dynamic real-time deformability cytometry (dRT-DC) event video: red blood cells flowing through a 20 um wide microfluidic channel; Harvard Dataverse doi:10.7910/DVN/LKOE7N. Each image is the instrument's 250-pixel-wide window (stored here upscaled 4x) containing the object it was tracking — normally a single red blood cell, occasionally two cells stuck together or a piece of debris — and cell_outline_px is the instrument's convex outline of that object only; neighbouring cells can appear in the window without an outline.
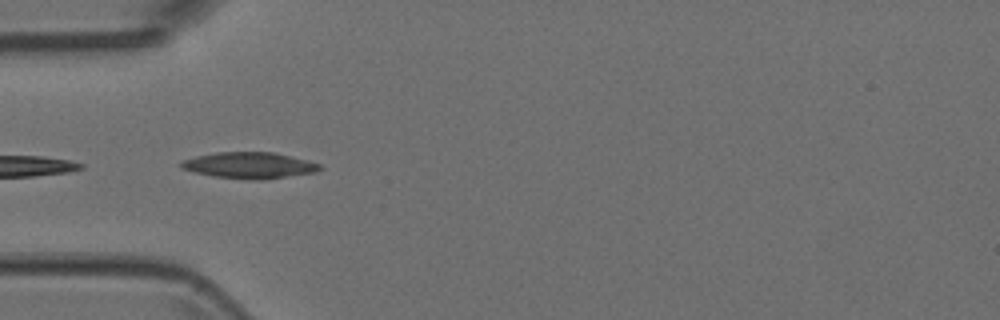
{"species": "Egyptian fruit bat (a non-hibernating species)", "species_latin": "Rousettus aegyptiacus", "temperature_condition": "room temperature", "stored_images_in_passage": 7, "camera_frame_rate_fps": 3000, "um_per_image_px": 0.085, "animal": {"sex": "female"}, "frame": {"image": 1, "passage_image": 5, "time_ms": 1.333, "image_size_px": [1000, 320], "cell_outline_px": [[324, 168], [316, 172], [260, 180], [252, 180], [212, 176], [180, 168], [180, 164], [184, 160], [196, 156], [216, 152], [272, 152], [308, 160], [320, 164]], "centroid_in_image_um": [21.22, 14.05], "position_along_channel_um": 63.8, "area_um2": 21.1}}
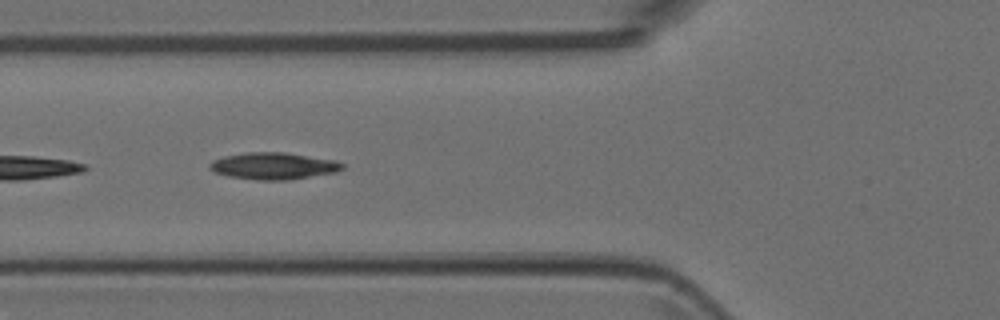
{"frame": {"image": 2, "passage_image": 6, "time_ms": 1.667, "image_size_px": [1000, 320], "cell_outline_px": [[344, 168], [336, 172], [288, 180], [260, 180], [228, 176], [216, 172], [208, 168], [208, 164], [212, 160], [224, 156], [248, 152], [284, 152], [336, 160], [344, 164]], "centroid_in_image_um": [23.25, 14.1], "position_along_channel_um": 102.6, "area_um2": 20.75}}
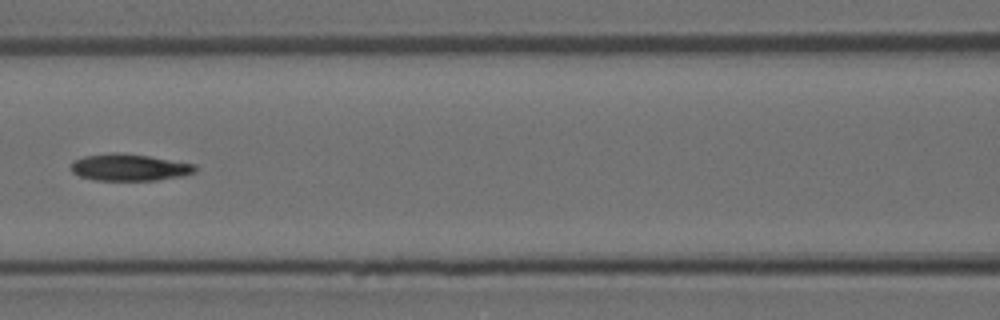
{"frame": {"image": 3, "passage_image": 7, "time_ms": 2.0, "image_size_px": [1000, 320], "cell_outline_px": [[196, 172], [184, 176], [156, 180], [96, 180], [80, 176], [72, 172], [72, 160], [84, 156], [112, 152], [116, 152], [148, 156], [196, 164]], "centroid_in_image_um": [11.01, 14.22], "position_along_channel_um": 155.6, "area_um2": 19.42}}